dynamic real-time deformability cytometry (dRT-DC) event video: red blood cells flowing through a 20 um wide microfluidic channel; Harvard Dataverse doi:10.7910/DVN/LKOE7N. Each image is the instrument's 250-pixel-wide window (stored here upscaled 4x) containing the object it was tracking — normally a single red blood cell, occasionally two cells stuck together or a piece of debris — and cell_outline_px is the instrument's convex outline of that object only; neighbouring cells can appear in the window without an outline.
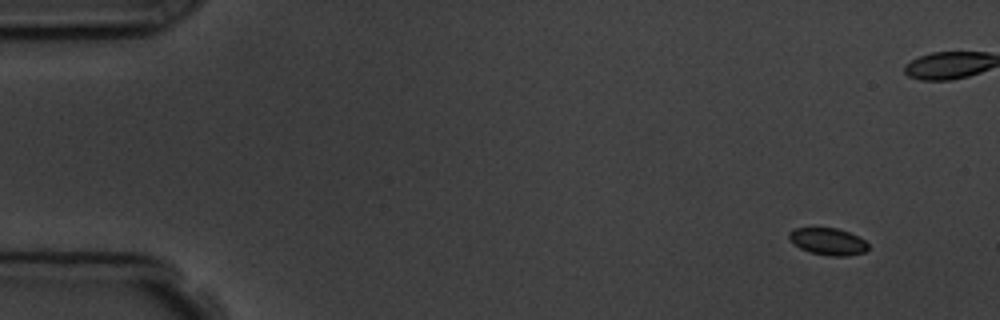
{"species": "common noctule bat (a hibernating species)", "species_latin": "Nyctalus noctula", "temperature_condition": "room temperature", "stored_images_in_passage": 12, "camera_frame_rate_fps": 3000, "um_per_image_px": 0.085, "animal": {"sex": "male", "body_mass_g": 19.5, "forearm_length_mm": 54.6}, "frame": {"image": 1, "passage_image": 1, "time_ms": 0.0, "image_size_px": [1000, 320], "cell_outline_px": [[868, 248], [864, 252], [848, 256], [832, 256], [812, 252], [800, 248], [788, 236], [788, 232], [796, 228], [836, 228], [848, 232], [864, 240], [868, 244]], "centroid_in_image_um": [70.39, 20.52], "position_along_channel_um": 14.6, "area_um2": 12.14}}